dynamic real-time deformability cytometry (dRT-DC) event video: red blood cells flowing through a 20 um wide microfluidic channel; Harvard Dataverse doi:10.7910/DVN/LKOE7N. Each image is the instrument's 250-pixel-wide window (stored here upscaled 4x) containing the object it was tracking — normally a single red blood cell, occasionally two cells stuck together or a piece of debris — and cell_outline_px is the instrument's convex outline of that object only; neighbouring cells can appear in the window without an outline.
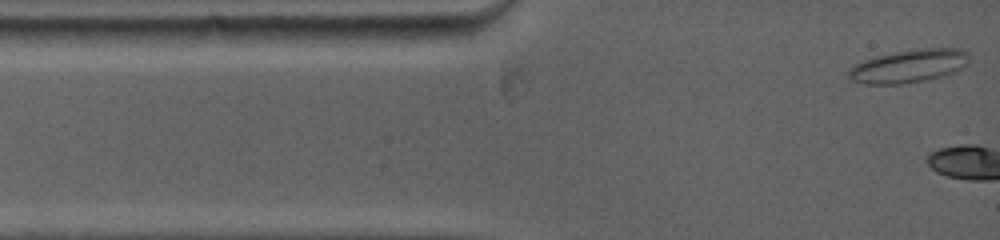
{"species": "common noctule bat (a hibernating species)", "species_latin": "Nyctalus noctula", "temperature_condition": "warm", "stored_images_in_passage": 3, "camera_frame_rate_fps": 5000, "um_per_image_px": 0.085, "animal": {"sex": "female", "body_mass_g": 19.0, "forearm_length_mm": 53.3}, "frame": {"image": 1, "passage_image": 1, "time_ms": 0.0, "image_size_px": [1000, 240], "cell_outline_px": [[968, 64], [964, 68], [944, 76], [924, 80], [900, 84], [864, 84], [848, 80], [844, 72], [852, 64], [876, 56], [896, 52], [920, 48], [960, 48], [968, 52]], "centroid_in_image_um": [77.19, 5.62], "position_along_channel_um": 7.8, "area_um2": 23.76}}